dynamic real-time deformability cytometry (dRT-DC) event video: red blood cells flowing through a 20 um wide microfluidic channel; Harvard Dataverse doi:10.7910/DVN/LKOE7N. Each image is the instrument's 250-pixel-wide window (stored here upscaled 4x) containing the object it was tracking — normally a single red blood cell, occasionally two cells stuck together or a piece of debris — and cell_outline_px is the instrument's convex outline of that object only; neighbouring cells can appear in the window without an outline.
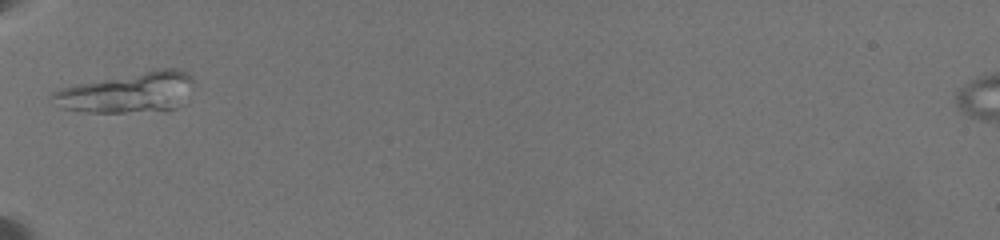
{"species": "common noctule bat (a hibernating species)", "species_latin": "Nyctalus noctula", "temperature_condition": "warm", "stored_images_in_passage": 3, "camera_frame_rate_fps": 3000, "um_per_image_px": 0.085, "animal": {"sex": "female", "body_mass_g": 19.5, "forearm_length_mm": 54.1}, "frame": {"image": 1, "passage_image": 1, "time_ms": 0.0, "image_size_px": [1000, 240], "cell_outline_px": [[192, 84], [172, 108], [124, 112], [88, 112], [64, 108], [48, 96], [52, 92], [60, 88], [76, 84], [160, 68], [176, 68], [188, 72], [192, 80]], "centroid_in_image_um": [10.76, 7.83], "position_along_channel_um": 74.2, "area_um2": 31.91}}